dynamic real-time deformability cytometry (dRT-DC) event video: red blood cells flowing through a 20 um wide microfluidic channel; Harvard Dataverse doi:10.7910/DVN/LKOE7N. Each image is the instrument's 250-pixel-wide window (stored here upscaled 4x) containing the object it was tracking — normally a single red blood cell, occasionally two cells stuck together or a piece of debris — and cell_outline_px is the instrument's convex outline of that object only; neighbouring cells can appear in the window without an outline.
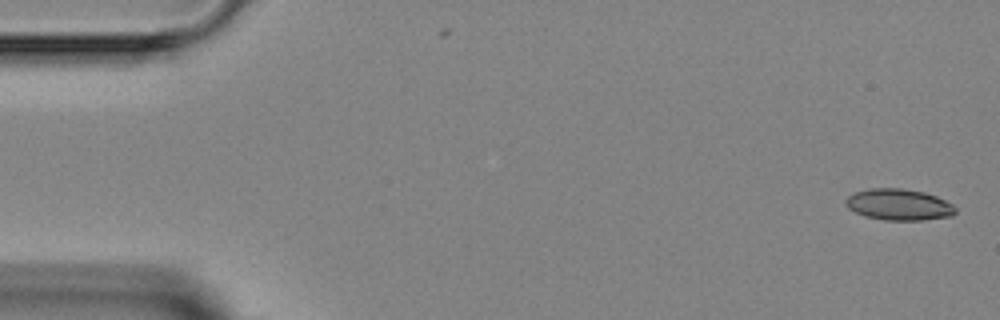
{"species": "Egyptian fruit bat (a non-hibernating species)", "species_latin": "Rousettus aegyptiacus", "temperature_condition": "room temperature", "stored_images_in_passage": 3, "camera_frame_rate_fps": 3000, "um_per_image_px": 0.085, "animal": {"sex": "female"}, "frame": {"image": 1, "passage_image": 1, "time_ms": 0.0, "image_size_px": [1000, 320], "cell_outline_px": [[956, 212], [952, 216], [924, 220], [884, 220], [864, 216], [848, 208], [844, 204], [844, 200], [848, 196], [856, 192], [868, 188], [900, 188], [924, 192], [936, 196], [952, 204], [956, 208]], "centroid_in_image_um": [76.39, 17.39], "position_along_channel_um": 8.6, "area_um2": 20.11}}
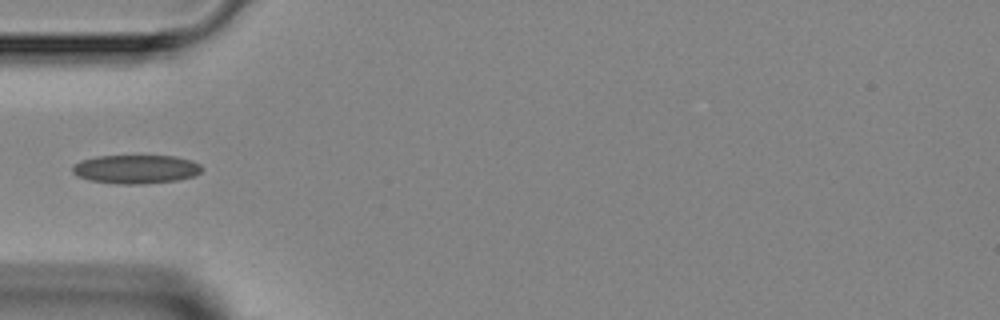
{"frame": {"image": 2, "passage_image": 2, "time_ms": 4.667, "image_size_px": [1000, 320], "cell_outline_px": [[200, 172], [196, 176], [176, 180], [140, 184], [116, 184], [92, 180], [76, 176], [72, 172], [72, 164], [80, 160], [96, 156], [176, 156], [192, 160], [200, 164]], "centroid_in_image_um": [11.52, 14.37], "position_along_channel_um": 73.5, "area_um2": 21.73}}
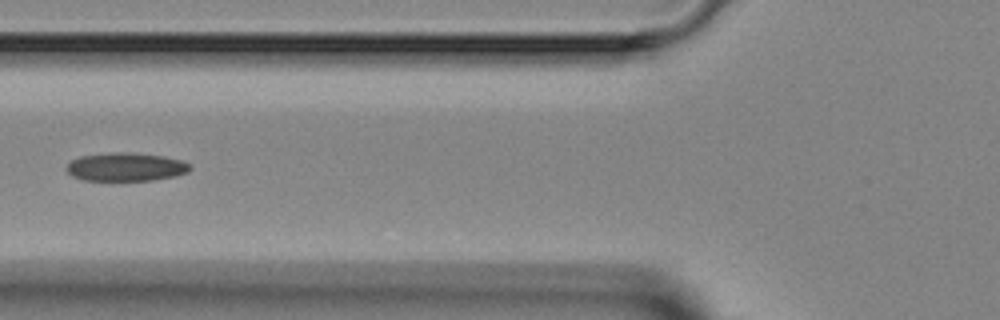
{"frame": {"image": 3, "passage_image": 3, "time_ms": 5.667, "image_size_px": [1000, 320], "cell_outline_px": [[192, 168], [188, 172], [176, 176], [152, 180], [84, 180], [72, 176], [64, 168], [72, 160], [80, 156], [112, 152], [132, 152], [164, 156], [180, 160], [188, 164]], "centroid_in_image_um": [10.69, 14.18], "position_along_channel_um": 115.1, "area_um2": 20.46}}